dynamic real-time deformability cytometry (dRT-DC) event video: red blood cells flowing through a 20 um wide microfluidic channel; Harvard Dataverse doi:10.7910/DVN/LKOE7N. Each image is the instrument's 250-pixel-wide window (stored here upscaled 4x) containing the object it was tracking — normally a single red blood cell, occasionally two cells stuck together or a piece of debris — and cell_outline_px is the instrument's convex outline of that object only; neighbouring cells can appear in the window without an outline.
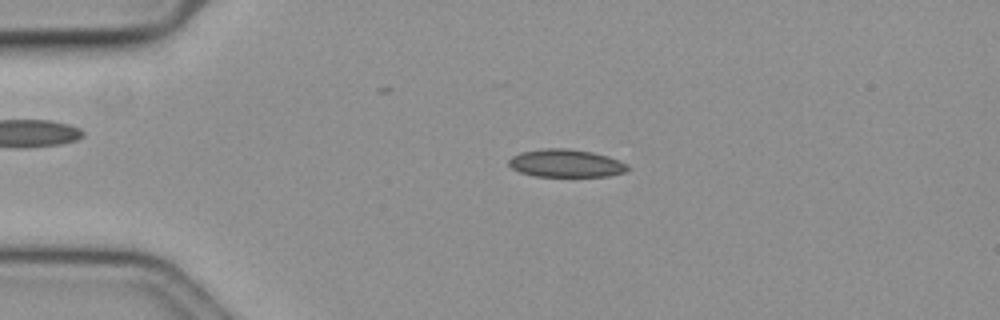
{"species": "common noctule bat (a hibernating species)", "species_latin": "Nyctalus noctula", "temperature_condition": "cold", "stored_images_in_passage": 57, "camera_frame_rate_fps": 3000, "um_per_image_px": 0.085, "animal": {"sex": "female", "body_mass_g": 19.3, "forearm_length_mm": 54.1}, "frame": {"image": 1, "passage_image": 13, "time_ms": 4.0, "image_size_px": [1000, 320], "cell_outline_px": [[628, 168], [624, 172], [608, 176], [536, 176], [520, 172], [512, 168], [508, 164], [508, 160], [512, 156], [520, 152], [540, 148], [568, 148], [592, 152], [608, 156], [628, 164]], "centroid_in_image_um": [48.07, 13.86], "position_along_channel_um": 36.9, "area_um2": 19.31}}
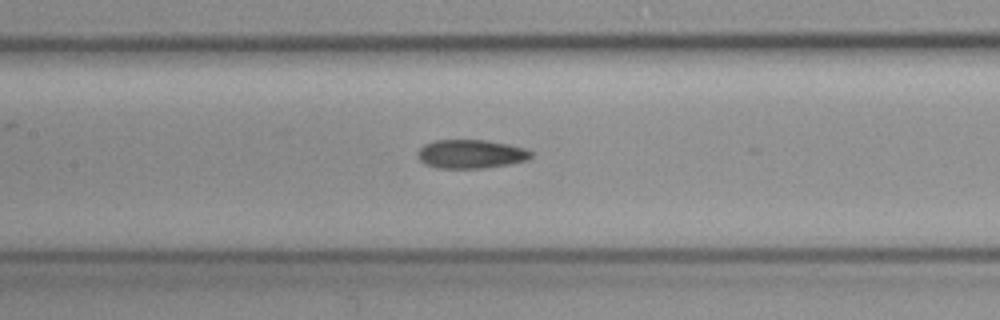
{"frame": {"image": 2, "passage_image": 27, "time_ms": 8.667, "image_size_px": [1000, 320], "cell_outline_px": [[532, 156], [528, 160], [508, 164], [484, 168], [436, 168], [424, 164], [420, 160], [420, 148], [424, 144], [436, 140], [484, 140], [508, 144], [524, 148], [532, 152]], "centroid_in_image_um": [40.04, 13.09], "position_along_channel_um": 167.4, "area_um2": 18.84}}
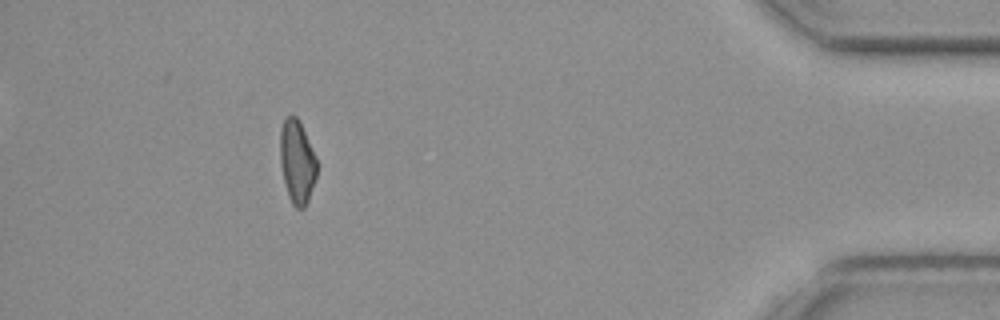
{"frame": {"image": 3, "passage_image": 52, "time_ms": 17.0, "image_size_px": [1000, 320], "cell_outline_px": [[316, 176], [308, 200], [304, 208], [296, 208], [292, 204], [288, 196], [280, 164], [280, 128], [284, 120], [288, 116], [296, 116], [304, 132], [316, 160]], "centroid_in_image_um": [25.22, 13.78], "position_along_channel_um": 410.0, "area_um2": 17.4}, "authors_computed_cell_mechanics": {"area_um2": 18.6694, "velocity_mm_per_s": 3.6204, "shape_relaxation_time_tau1_ms": 10.9254, "shape_relaxation_time_tau2_ms": null, "deformation_change_tau1": 0.1699, "deformation_change_tau2": null}}